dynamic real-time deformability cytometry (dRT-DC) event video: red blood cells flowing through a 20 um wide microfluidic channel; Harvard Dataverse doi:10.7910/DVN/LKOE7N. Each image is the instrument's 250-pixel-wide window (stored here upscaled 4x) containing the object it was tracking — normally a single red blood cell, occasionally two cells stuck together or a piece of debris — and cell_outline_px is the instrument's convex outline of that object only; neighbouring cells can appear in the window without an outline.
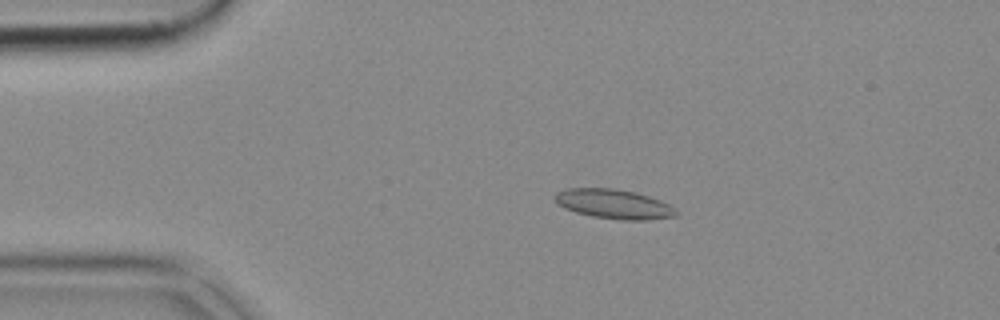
{"species": "common noctule bat (a hibernating species)", "species_latin": "Nyctalus noctula", "temperature_condition": "cold", "stored_images_in_passage": 52, "camera_frame_rate_fps": 3000, "um_per_image_px": 0.085, "animal": {"sex": "female", "body_mass_g": 18.4}, "frame": {"image": 1, "passage_image": 10, "time_ms": 3.0, "image_size_px": [1000, 320], "cell_outline_px": [[676, 216], [648, 220], [620, 220], [592, 216], [576, 212], [564, 208], [556, 204], [552, 196], [556, 192], [568, 188], [612, 188], [632, 192], [648, 196], [660, 200], [668, 204], [676, 212]], "centroid_in_image_um": [52.1, 17.34], "position_along_channel_um": 32.9, "area_um2": 20.75}}
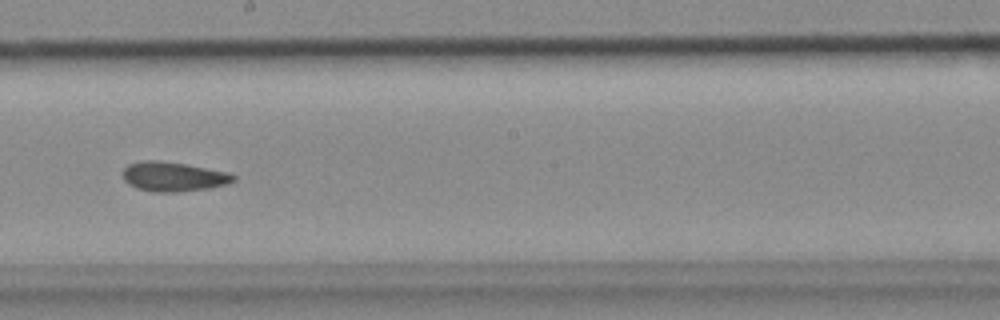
{"frame": {"image": 2, "passage_image": 29, "time_ms": 9.333, "image_size_px": [1000, 320], "cell_outline_px": [[236, 180], [228, 184], [208, 188], [180, 192], [152, 192], [136, 188], [128, 184], [124, 180], [124, 168], [128, 164], [148, 160], [156, 160], [184, 164], [228, 172], [236, 176]], "centroid_in_image_um": [14.75, 15.03], "position_along_channel_um": 233.5, "area_um2": 18.96}}
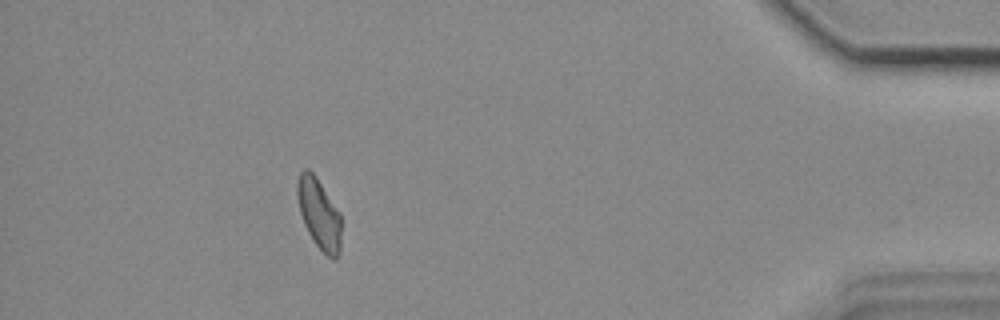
{"frame": {"image": 3, "passage_image": 47, "time_ms": 15.333, "image_size_px": [1000, 320], "cell_outline_px": [[340, 252], [336, 260], [332, 260], [316, 244], [308, 232], [304, 224], [300, 212], [296, 192], [296, 184], [300, 172], [304, 168], [308, 168], [316, 176], [340, 212]], "centroid_in_image_um": [27.11, 18.15], "position_along_channel_um": 408.1, "area_um2": 18.03}}